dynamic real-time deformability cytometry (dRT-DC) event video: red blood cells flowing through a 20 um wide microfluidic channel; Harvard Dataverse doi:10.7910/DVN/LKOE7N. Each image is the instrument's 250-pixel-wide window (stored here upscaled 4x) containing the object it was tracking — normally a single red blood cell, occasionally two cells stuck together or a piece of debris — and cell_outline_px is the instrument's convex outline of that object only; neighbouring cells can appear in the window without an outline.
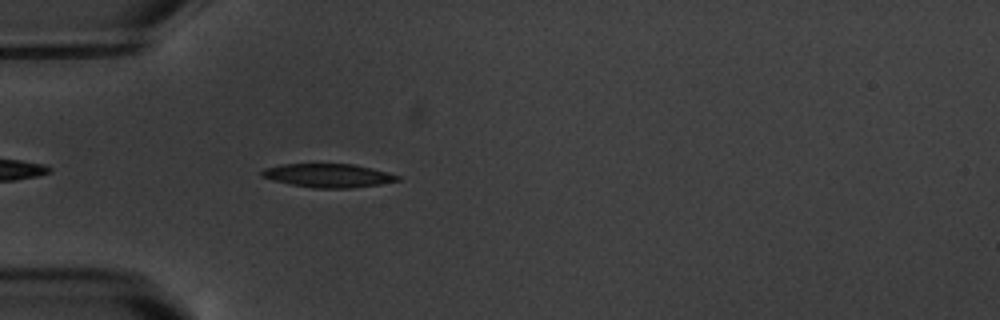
{"species": "common noctule bat (a hibernating species)", "species_latin": "Nyctalus noctula", "temperature_condition": "warm", "stored_images_in_passage": 1, "camera_frame_rate_fps": 3000, "um_per_image_px": 0.085, "animal": {"sex": "male", "body_mass_g": 20.1, "forearm_length_mm": 53.5}, "frame": {"image": 1, "passage_image": 1, "time_ms": 0.0, "image_size_px": [1000, 320], "cell_outline_px": [[400, 180], [380, 184], [352, 188], [312, 188], [272, 180], [260, 176], [260, 172], [264, 168], [280, 164], [352, 164], [372, 168], [388, 172], [400, 176]], "centroid_in_image_um": [27.88, 14.92], "position_along_channel_um": 57.1, "area_um2": 18.73}}